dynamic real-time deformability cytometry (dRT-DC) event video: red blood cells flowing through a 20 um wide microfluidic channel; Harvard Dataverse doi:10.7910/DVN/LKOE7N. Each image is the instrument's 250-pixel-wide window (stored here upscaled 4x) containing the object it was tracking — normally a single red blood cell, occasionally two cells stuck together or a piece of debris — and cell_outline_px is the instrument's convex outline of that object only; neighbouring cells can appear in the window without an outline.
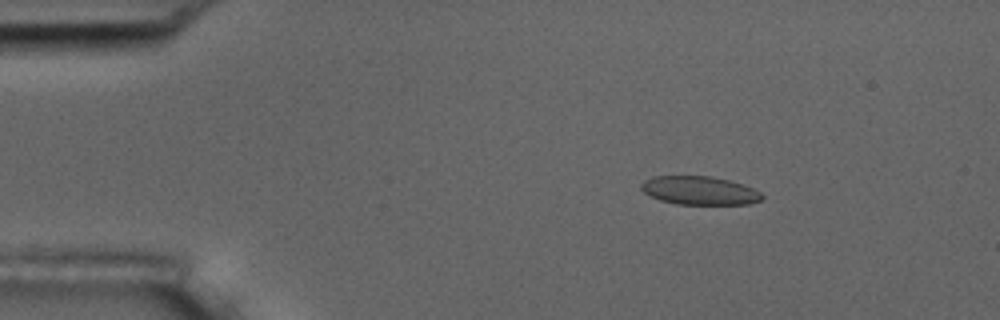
{"species": "common noctule bat (a hibernating species)", "species_latin": "Nyctalus noctula", "temperature_condition": "room temperature", "stored_images_in_passage": 3, "camera_frame_rate_fps": 3000, "um_per_image_px": 0.085, "animal": {"sex": "male", "body_mass_g": 17.5, "forearm_length_mm": 52.3}, "frame": {"image": 1, "passage_image": 2, "time_ms": 1.333, "image_size_px": [1000, 320], "cell_outline_px": [[764, 196], [760, 200], [748, 204], [676, 204], [660, 200], [644, 192], [640, 188], [640, 184], [644, 180], [652, 176], [712, 176], [744, 184], [760, 192]], "centroid_in_image_um": [59.44, 16.19], "position_along_channel_um": 25.6, "area_um2": 20.06}}